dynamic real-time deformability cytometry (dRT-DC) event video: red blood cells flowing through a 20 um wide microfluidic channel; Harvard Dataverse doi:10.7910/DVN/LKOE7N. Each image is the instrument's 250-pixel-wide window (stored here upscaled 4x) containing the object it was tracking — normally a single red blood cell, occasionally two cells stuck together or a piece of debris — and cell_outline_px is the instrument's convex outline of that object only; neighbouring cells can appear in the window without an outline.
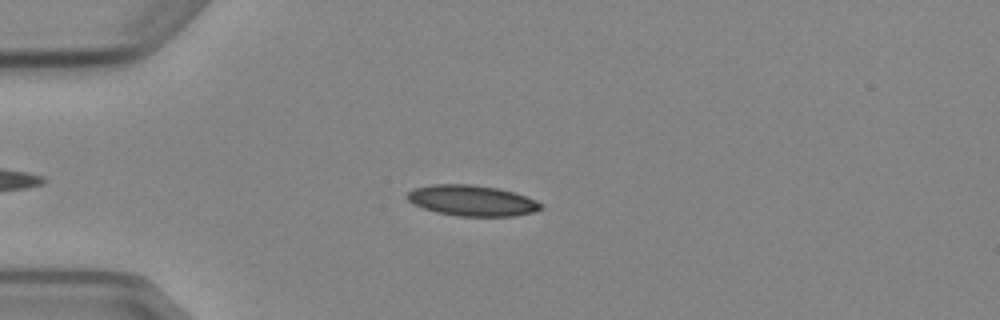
{"species": "Egyptian fruit bat (a non-hibernating species)", "species_latin": "Rousettus aegyptiacus", "temperature_condition": "cold", "stored_images_in_passage": 7, "camera_frame_rate_fps": 3000, "um_per_image_px": 0.085, "animal": {"sex": "female"}, "frame": {"image": 1, "passage_image": 4, "time_ms": 3.333, "image_size_px": [1000, 320], "cell_outline_px": [[544, 208], [532, 212], [512, 216], [460, 216], [436, 212], [412, 204], [404, 196], [408, 192], [416, 188], [432, 184], [472, 184], [500, 188], [536, 200], [544, 204]], "centroid_in_image_um": [40.11, 17.04], "position_along_channel_um": 44.9, "area_um2": 23.99}}
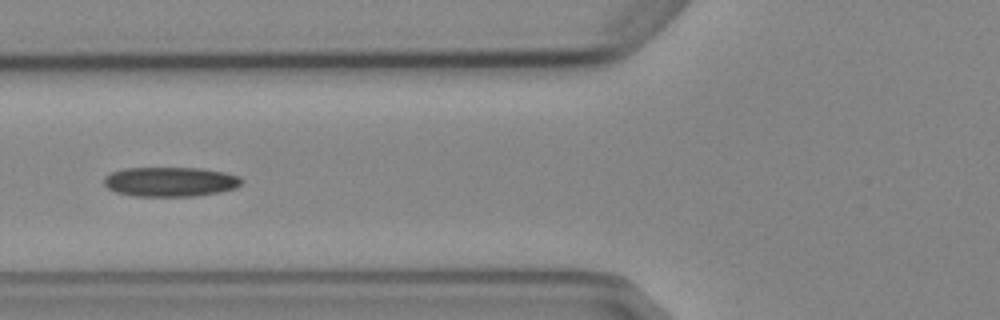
{"frame": {"image": 2, "passage_image": 6, "time_ms": 5.667, "image_size_px": [1000, 320], "cell_outline_px": [[244, 180], [236, 188], [220, 192], [196, 196], [132, 196], [116, 192], [108, 188], [104, 184], [104, 176], [112, 172], [124, 168], [200, 168], [224, 172], [240, 176]], "centroid_in_image_um": [14.48, 15.45], "position_along_channel_um": 111.3, "area_um2": 23.87}}